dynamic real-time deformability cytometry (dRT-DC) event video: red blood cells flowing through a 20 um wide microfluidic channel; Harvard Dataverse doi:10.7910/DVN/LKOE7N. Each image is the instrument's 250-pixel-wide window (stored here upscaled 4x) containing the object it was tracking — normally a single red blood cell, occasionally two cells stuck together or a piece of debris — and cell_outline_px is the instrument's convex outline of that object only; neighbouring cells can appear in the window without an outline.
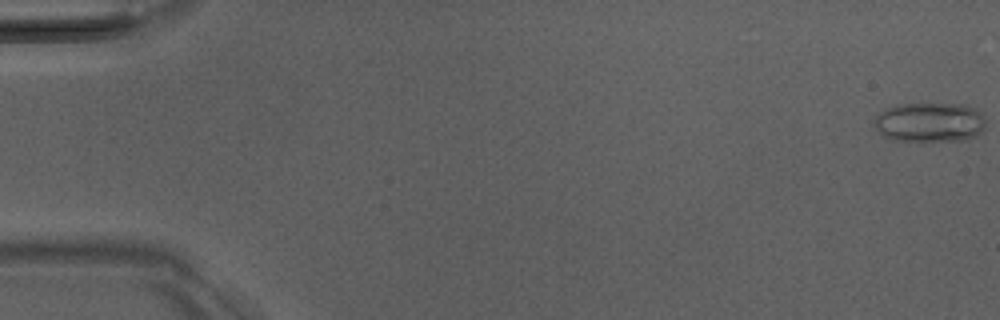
{"species": "Egyptian fruit bat (a non-hibernating species)", "species_latin": "Rousettus aegyptiacus", "temperature_condition": "room temperature", "stored_images_in_passage": 52, "camera_frame_rate_fps": 3000, "um_per_image_px": 0.085, "animal": {"sex": "male"}, "frame": {"image": 1, "passage_image": 1, "time_ms": 0.0, "image_size_px": [1000, 320], "cell_outline_px": [[984, 128], [976, 136], [964, 140], [924, 144], [920, 144], [892, 140], [884, 136], [872, 128], [872, 120], [884, 108], [896, 104], [964, 104], [976, 108], [984, 116]], "centroid_in_image_um": [78.96, 10.44], "position_along_channel_um": 6.0, "area_um2": 27.11}}
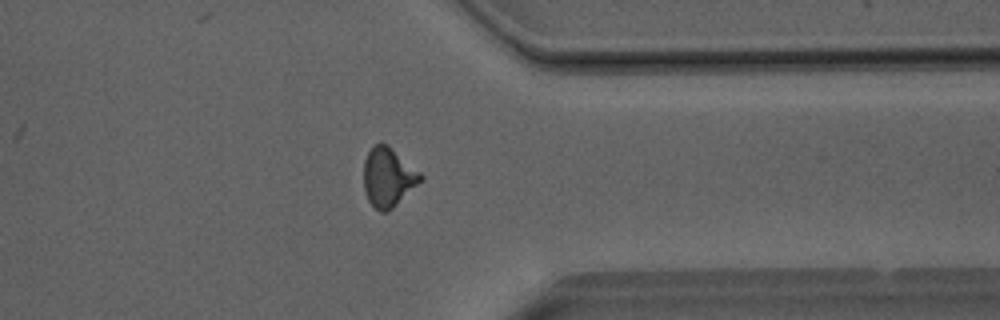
{"frame": {"image": 2, "passage_image": 41, "time_ms": 13.333, "image_size_px": [1000, 320], "cell_outline_px": [[424, 176], [388, 212], [380, 212], [368, 200], [364, 192], [364, 160], [368, 152], [380, 140], [388, 144], [420, 172]], "centroid_in_image_um": [32.96, 15.03], "position_along_channel_um": 378.4, "area_um2": 19.31}}
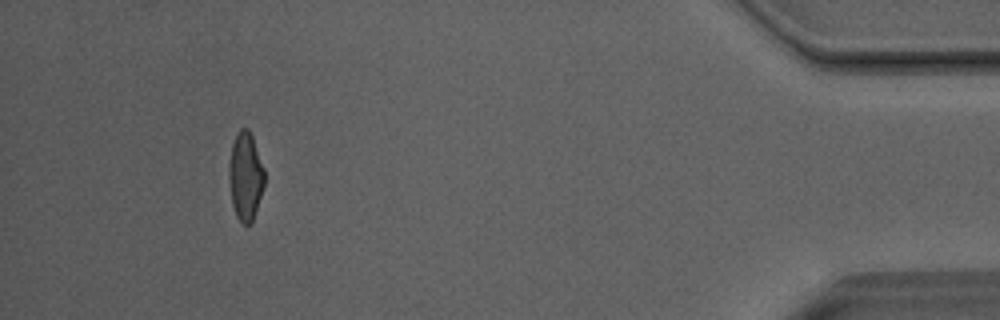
{"frame": {"image": 3, "passage_image": 48, "time_ms": 15.667, "image_size_px": [1000, 320], "cell_outline_px": [[264, 184], [252, 220], [248, 224], [244, 224], [236, 216], [232, 204], [228, 180], [228, 164], [232, 144], [236, 132], [240, 128], [248, 128], [252, 136], [264, 168]], "centroid_in_image_um": [20.83, 14.93], "position_along_channel_um": 414.4, "area_um2": 18.15}, "authors_computed_cell_mechanics": {"area_um2": 19.0162, "velocity_mm_per_s": 4.0564, "shape_relaxation_time_tau1_ms": 7.904, "shape_relaxation_time_tau2_ms": 1.4635, "deformation_change_tau1": 0.1984, "deformation_change_tau2": 0.0797}}